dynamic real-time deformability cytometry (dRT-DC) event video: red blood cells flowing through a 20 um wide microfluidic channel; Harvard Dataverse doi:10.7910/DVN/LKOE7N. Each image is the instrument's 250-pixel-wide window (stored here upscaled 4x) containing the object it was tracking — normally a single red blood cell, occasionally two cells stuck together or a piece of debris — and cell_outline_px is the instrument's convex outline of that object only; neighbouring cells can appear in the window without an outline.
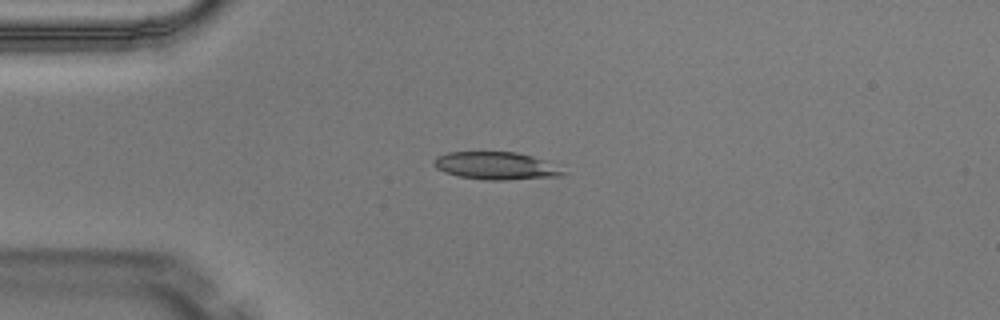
{"species": "Egyptian fruit bat (a non-hibernating species)", "species_latin": "Rousettus aegyptiacus", "temperature_condition": "warm", "stored_images_in_passage": 4, "camera_frame_rate_fps": 3000, "um_per_image_px": 0.085, "animal": {"sex": "male"}, "frame": {"image": 1, "passage_image": 3, "time_ms": 0.667, "image_size_px": [1000, 320], "cell_outline_px": [[564, 172], [560, 176], [504, 180], [484, 180], [460, 176], [444, 172], [436, 168], [432, 164], [432, 160], [436, 156], [448, 152], [516, 152], [532, 156], [544, 160]], "centroid_in_image_um": [42.06, 14.08], "position_along_channel_um": 42.9, "area_um2": 20.58}}